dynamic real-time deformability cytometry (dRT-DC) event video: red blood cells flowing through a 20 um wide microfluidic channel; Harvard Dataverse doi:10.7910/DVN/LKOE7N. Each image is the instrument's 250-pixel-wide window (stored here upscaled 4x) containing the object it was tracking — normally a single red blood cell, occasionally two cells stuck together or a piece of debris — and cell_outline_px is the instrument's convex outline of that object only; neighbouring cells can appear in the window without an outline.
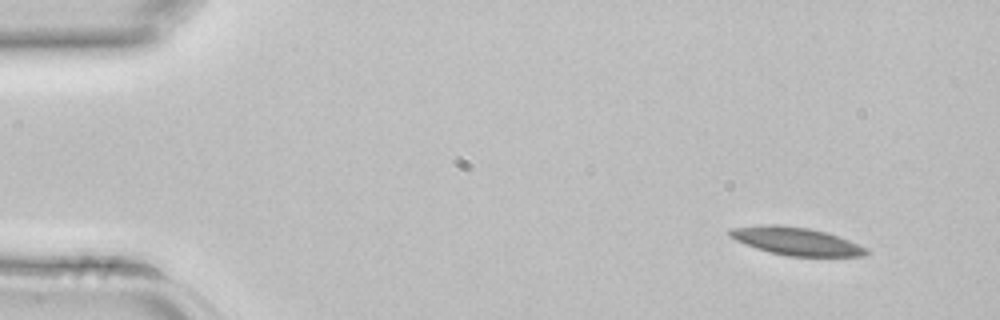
{"species": "common noctule bat (a hibernating species)", "species_latin": "Nyctalus noctula", "temperature_condition": "room temperature", "stored_images_in_passage": 3, "camera_frame_rate_fps": 3000, "um_per_image_px": 0.085, "animal": {"sex": "female", "body_mass_g": 22.7, "forearm_length_mm": 54.2}, "frame": {"image": 1, "passage_image": 1, "time_ms": 0.0, "image_size_px": [1000, 320], "cell_outline_px": [[872, 252], [864, 256], [788, 256], [756, 248], [736, 240], [728, 236], [728, 228], [760, 224], [780, 224], [808, 228], [824, 232], [848, 240], [868, 248]], "centroid_in_image_um": [67.64, 20.49], "position_along_channel_um": 17.4, "area_um2": 22.2}}